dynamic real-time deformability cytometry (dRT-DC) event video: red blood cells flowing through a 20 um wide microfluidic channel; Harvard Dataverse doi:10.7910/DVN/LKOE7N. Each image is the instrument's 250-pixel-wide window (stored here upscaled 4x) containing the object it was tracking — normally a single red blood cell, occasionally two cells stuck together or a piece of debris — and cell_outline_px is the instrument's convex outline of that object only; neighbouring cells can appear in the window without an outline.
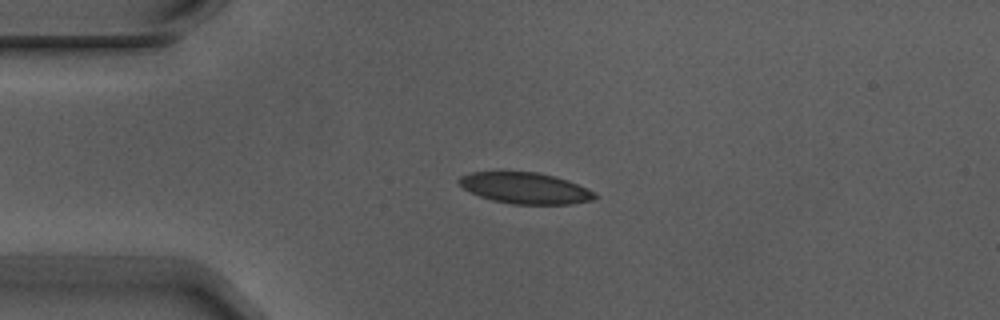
{"species": "Egyptian fruit bat (a non-hibernating species)", "species_latin": "Rousettus aegyptiacus", "temperature_condition": "warm", "stored_images_in_passage": 4, "camera_frame_rate_fps": 3000, "um_per_image_px": 0.085, "animal": {"sex": "male"}, "frame": {"image": 1, "passage_image": 3, "time_ms": 0.667, "image_size_px": [1000, 320], "cell_outline_px": [[600, 196], [592, 200], [572, 204], [512, 204], [492, 200], [480, 196], [464, 188], [456, 180], [460, 176], [472, 172], [500, 168], [536, 172], [568, 180], [588, 188], [596, 192]], "centroid_in_image_um": [44.62, 15.94], "position_along_channel_um": 40.4, "area_um2": 25.55}}